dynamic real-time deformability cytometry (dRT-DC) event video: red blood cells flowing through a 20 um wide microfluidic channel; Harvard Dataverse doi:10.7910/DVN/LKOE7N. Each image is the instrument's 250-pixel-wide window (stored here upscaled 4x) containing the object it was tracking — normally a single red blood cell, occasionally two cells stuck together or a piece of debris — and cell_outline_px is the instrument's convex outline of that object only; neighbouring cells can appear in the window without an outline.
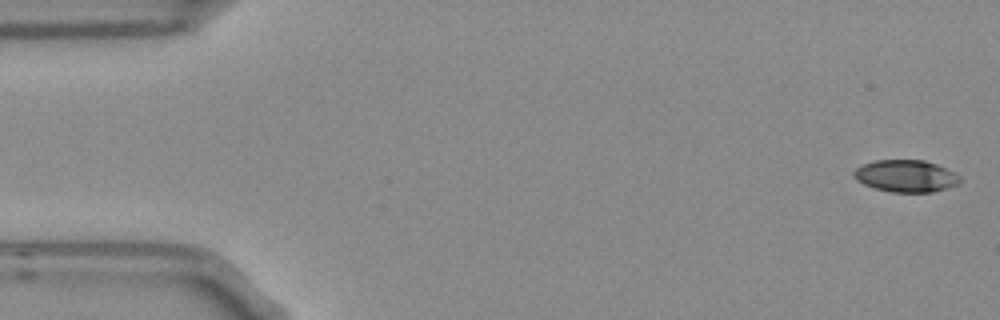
{"species": "Egyptian fruit bat (a non-hibernating species)", "species_latin": "Rousettus aegyptiacus", "temperature_condition": "room temperature", "stored_images_in_passage": 4, "camera_frame_rate_fps": 3000, "um_per_image_px": 0.085, "frame": {"image": 1, "passage_image": 1, "time_ms": 0.0, "image_size_px": [1000, 320], "cell_outline_px": [[960, 184], [948, 188], [932, 192], [892, 192], [876, 188], [864, 184], [856, 180], [852, 176], [852, 172], [856, 168], [864, 164], [876, 160], [924, 160], [936, 164], [960, 176]], "centroid_in_image_um": [76.99, 14.96], "position_along_channel_um": 8.0, "area_um2": 19.77}}
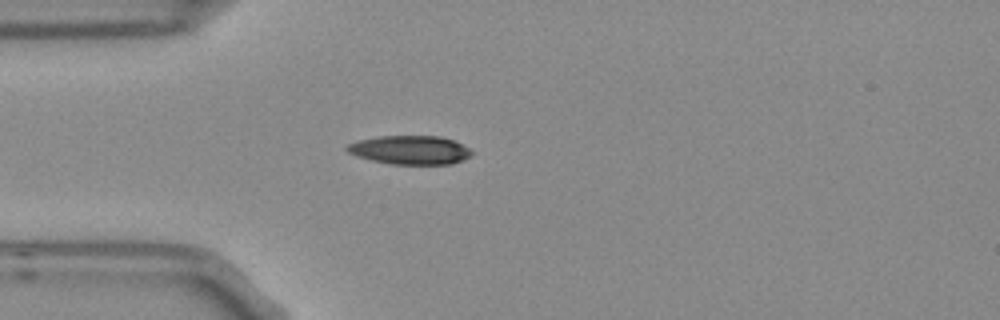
{"frame": {"image": 2, "passage_image": 4, "time_ms": 1.0, "image_size_px": [1000, 320], "cell_outline_px": [[472, 152], [468, 156], [452, 164], [392, 164], [372, 160], [356, 156], [348, 152], [344, 148], [348, 144], [360, 140], [380, 136], [440, 136], [452, 140], [468, 148]], "centroid_in_image_um": [34.81, 12.75], "position_along_channel_um": 50.2, "area_um2": 20.58}}